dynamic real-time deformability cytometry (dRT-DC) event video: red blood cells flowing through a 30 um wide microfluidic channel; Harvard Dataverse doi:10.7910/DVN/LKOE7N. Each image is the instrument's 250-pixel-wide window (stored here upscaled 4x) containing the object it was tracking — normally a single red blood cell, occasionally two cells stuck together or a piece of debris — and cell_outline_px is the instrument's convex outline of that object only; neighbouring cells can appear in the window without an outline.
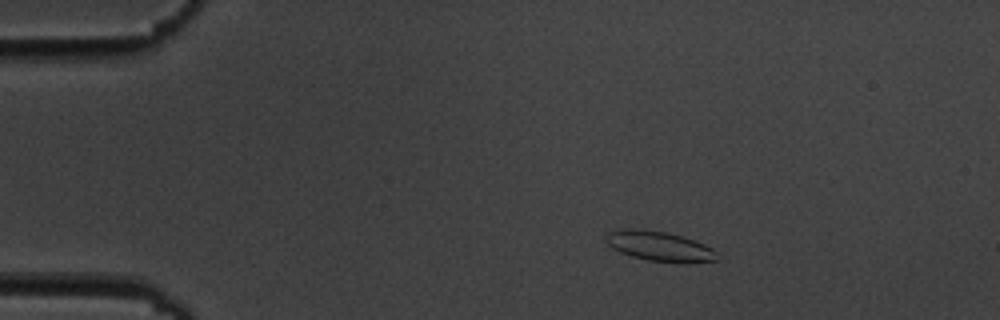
{"species": "common noctule bat (a hibernating species)", "species_latin": "Nyctalus noctula", "temperature_condition": "cold", "stored_images_in_passage": 5, "camera_frame_rate_fps": 3000, "um_per_image_px": 0.085, "animal": {"sex": "male", "body_mass_g": 19.5, "forearm_length_mm": 54.6}, "frame": {"image": 1, "passage_image": 3, "time_ms": 3.0, "image_size_px": [1000, 320], "cell_outline_px": [[720, 260], [648, 260], [632, 256], [620, 252], [612, 248], [608, 244], [608, 232], [624, 228], [632, 228], [668, 232], [704, 244], [712, 248], [716, 252]], "centroid_in_image_um": [55.99, 20.88], "position_along_channel_um": 29.0, "area_um2": 18.32}}